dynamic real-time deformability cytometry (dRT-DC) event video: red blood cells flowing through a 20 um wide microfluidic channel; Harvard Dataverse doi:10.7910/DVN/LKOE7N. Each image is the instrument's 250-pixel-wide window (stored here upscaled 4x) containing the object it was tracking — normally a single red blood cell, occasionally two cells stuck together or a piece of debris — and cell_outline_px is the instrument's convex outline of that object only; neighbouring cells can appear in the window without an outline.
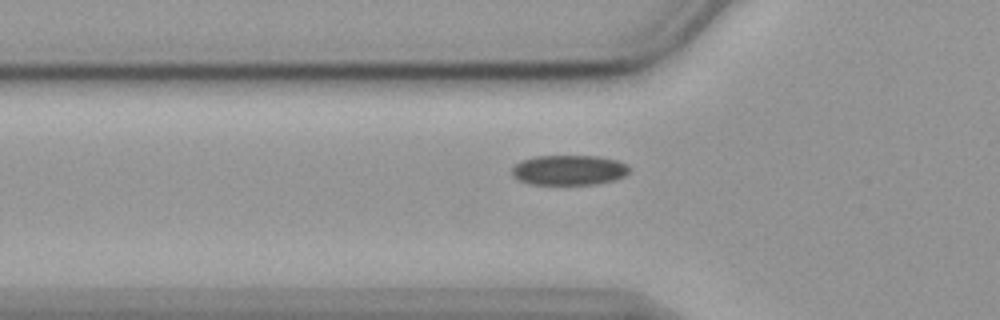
{"species": "common noctule bat (a hibernating species)", "species_latin": "Nyctalus noctula", "temperature_condition": "cold", "stored_images_in_passage": 41, "camera_frame_rate_fps": 3000, "um_per_image_px": 0.085, "animal": {"sex": "female", "body_mass_g": 19.9}, "frame": {"image": 1, "passage_image": 4, "time_ms": 1.0, "image_size_px": [1000, 320], "cell_outline_px": [[628, 172], [624, 176], [616, 180], [596, 184], [528, 184], [512, 176], [512, 168], [516, 164], [524, 160], [536, 156], [600, 156], [616, 160], [628, 164]], "centroid_in_image_um": [48.38, 14.46], "position_along_channel_um": 77.4, "area_um2": 20.52}}
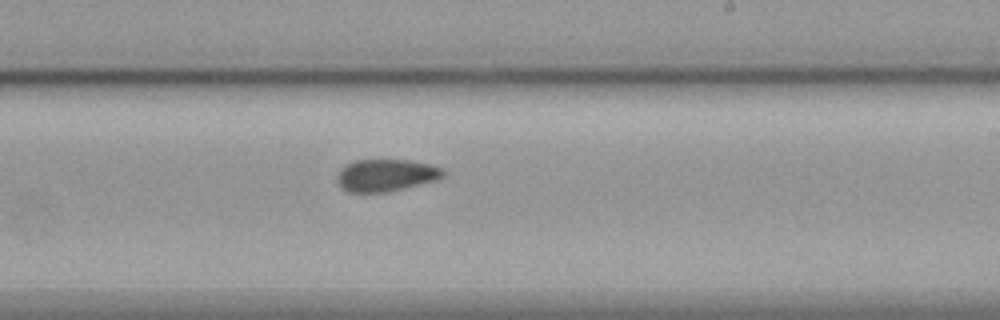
{"frame": {"image": 2, "passage_image": 19, "time_ms": 6.0, "image_size_px": [1000, 320], "cell_outline_px": [[444, 176], [436, 180], [388, 192], [348, 192], [340, 188], [336, 180], [336, 176], [340, 168], [356, 160], [408, 160], [428, 164], [444, 168]], "centroid_in_image_um": [32.77, 14.9], "position_along_channel_um": 256.2, "area_um2": 19.94}}
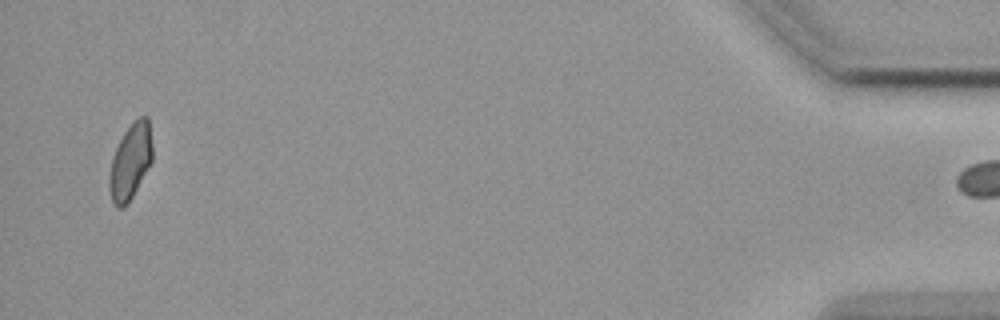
{"frame": {"image": 3, "passage_image": 40, "time_ms": 13.0, "image_size_px": [1000, 320], "cell_outline_px": [[152, 160], [128, 204], [124, 208], [116, 208], [112, 204], [108, 188], [108, 176], [112, 156], [124, 132], [132, 120], [140, 116], [148, 116], [152, 144]], "centroid_in_image_um": [11.05, 13.75], "position_along_channel_um": 424.1, "area_um2": 19.31}}